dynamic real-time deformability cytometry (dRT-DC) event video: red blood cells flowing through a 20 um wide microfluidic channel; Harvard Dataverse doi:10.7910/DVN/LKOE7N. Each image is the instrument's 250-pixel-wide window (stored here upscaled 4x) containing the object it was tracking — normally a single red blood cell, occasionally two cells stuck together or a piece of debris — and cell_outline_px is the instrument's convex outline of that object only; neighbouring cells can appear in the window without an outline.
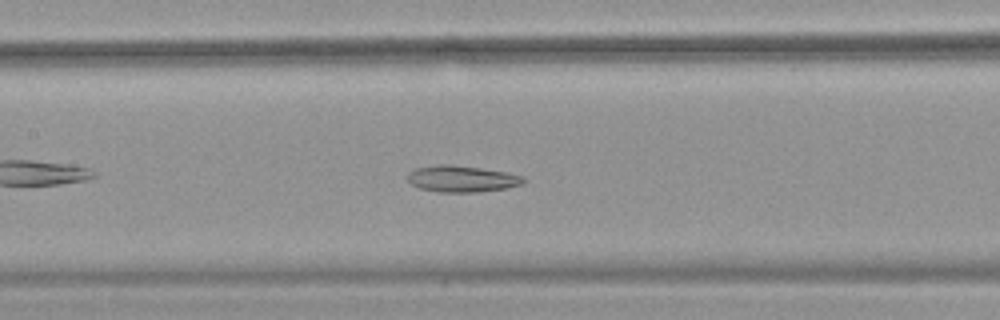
{"species": "common noctule bat (a hibernating species)", "species_latin": "Nyctalus noctula", "temperature_condition": "warm", "stored_images_in_passage": 41, "camera_frame_rate_fps": 3000, "um_per_image_px": 0.085, "animal": {"sex": "female", "body_mass_g": 18.4}, "frame": {"image": 1, "passage_image": 13, "time_ms": 4.0, "image_size_px": [1000, 320], "cell_outline_px": [[528, 180], [524, 184], [508, 188], [480, 192], [440, 192], [420, 188], [412, 184], [408, 180], [408, 172], [416, 168], [440, 164], [448, 164], [480, 168], [504, 172], [524, 176]], "centroid_in_image_um": [39.31, 15.2], "position_along_channel_um": 168.1, "area_um2": 17.92}}
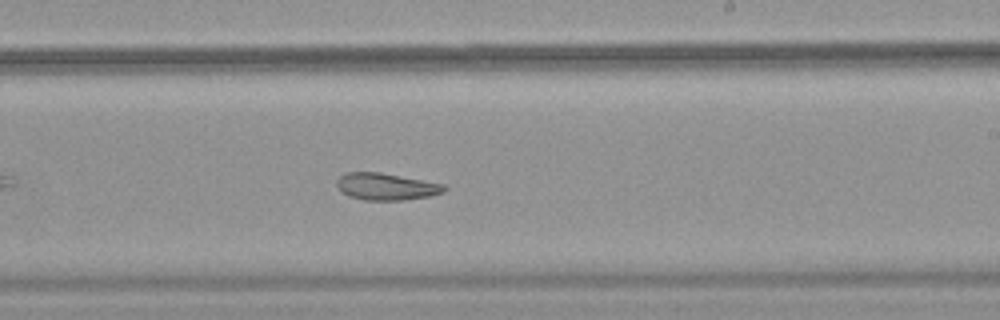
{"frame": {"image": 2, "passage_image": 20, "time_ms": 6.333, "image_size_px": [1000, 320], "cell_outline_px": [[448, 188], [444, 192], [428, 196], [404, 200], [364, 200], [348, 196], [340, 192], [336, 184], [336, 180], [344, 172], [380, 172], [444, 184]], "centroid_in_image_um": [32.79, 15.86], "position_along_channel_um": 256.2, "area_um2": 16.99}}
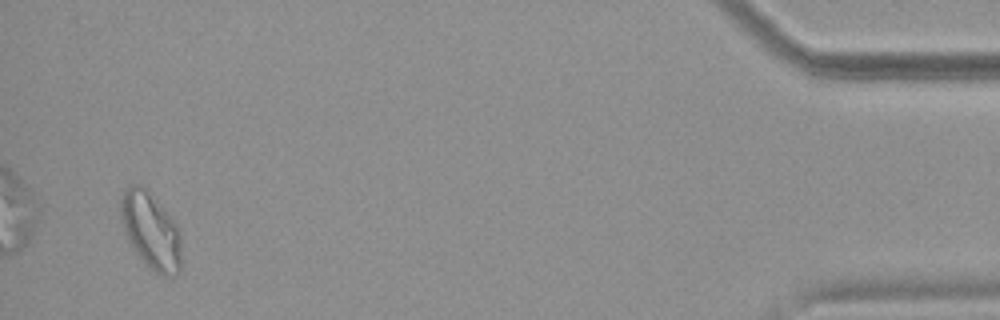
{"frame": {"image": 3, "passage_image": 39, "time_ms": 12.667, "image_size_px": [1000, 320], "cell_outline_px": [[180, 272], [164, 276], [148, 268], [124, 236], [120, 216], [120, 200], [128, 184], [140, 184], [148, 188], [176, 224], [180, 236]], "centroid_in_image_um": [12.78, 19.57], "position_along_channel_um": 422.4, "area_um2": 27.22}, "authors_computed_cell_mechanics": {"area_um2": 18.9006, "velocity_mm_per_s": 3.7958, "shape_relaxation_time_tau1_ms": null, "shape_relaxation_time_tau2_ms": 5.8791, "deformation_change_tau1": null, "deformation_change_tau2": 0.1378}}